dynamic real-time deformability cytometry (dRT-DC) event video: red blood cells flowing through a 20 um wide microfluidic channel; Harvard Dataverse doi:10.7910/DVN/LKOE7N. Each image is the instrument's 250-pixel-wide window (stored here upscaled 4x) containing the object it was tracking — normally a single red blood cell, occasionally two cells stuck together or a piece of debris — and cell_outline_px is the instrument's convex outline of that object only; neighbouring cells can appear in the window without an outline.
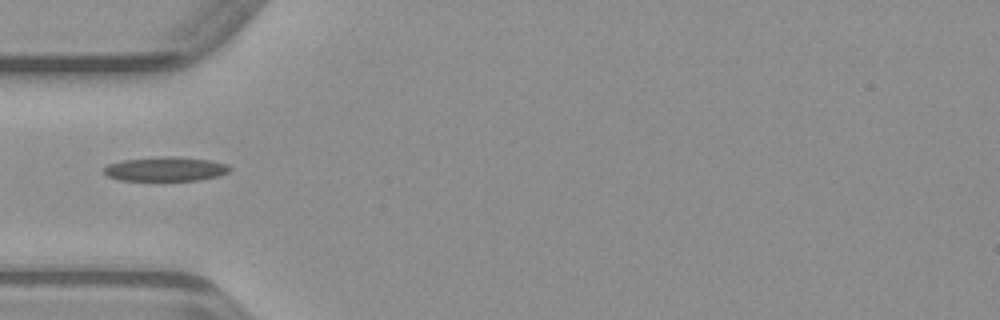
{"species": "common noctule bat (a hibernating species)", "species_latin": "Nyctalus noctula", "temperature_condition": "warm", "stored_images_in_passage": 36, "camera_frame_rate_fps": 3000, "um_per_image_px": 0.085, "animal": {"sex": "male", "body_mass_g": 23.1, "forearm_length_mm": 52.7}, "frame": {"image": 1, "passage_image": 3, "time_ms": 0.667, "image_size_px": [1000, 320], "cell_outline_px": [[232, 168], [228, 172], [216, 176], [196, 180], [120, 180], [108, 176], [104, 172], [104, 168], [108, 164], [124, 160], [164, 156], [172, 156], [208, 160], [224, 164]], "centroid_in_image_um": [14.04, 14.36], "position_along_channel_um": 71.0, "area_um2": 17.4}}
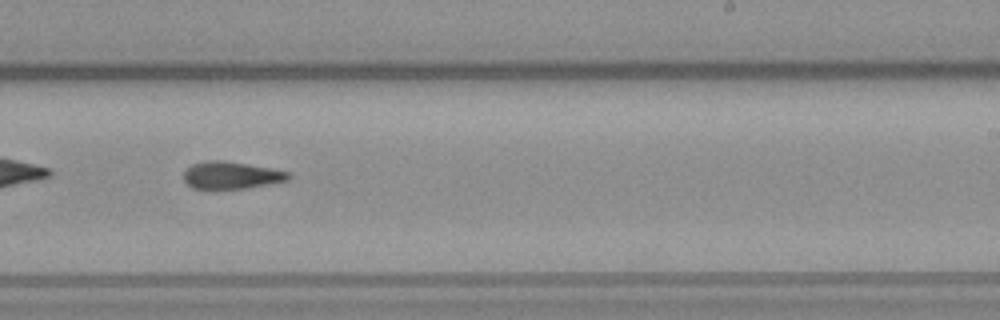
{"frame": {"image": 2, "passage_image": 17, "time_ms": 5.333, "image_size_px": [1000, 320], "cell_outline_px": [[292, 176], [288, 180], [248, 188], [212, 192], [192, 188], [184, 180], [184, 172], [192, 164], [204, 160], [224, 160], [272, 168], [292, 172]], "centroid_in_image_um": [19.64, 14.93], "position_along_channel_um": 269.4, "area_um2": 17.51}}
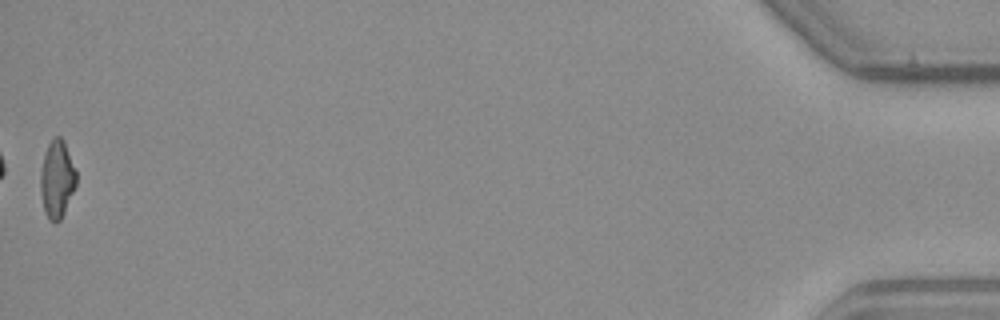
{"frame": {"image": 3, "passage_image": 36, "time_ms": 11.667, "image_size_px": [1000, 320], "cell_outline_px": [[76, 184], [64, 212], [60, 220], [56, 224], [48, 220], [44, 208], [40, 192], [40, 172], [44, 156], [48, 144], [52, 136], [60, 136], [64, 140], [76, 172]], "centroid_in_image_um": [4.83, 15.22], "position_along_channel_um": 430.4, "area_um2": 16.13}}